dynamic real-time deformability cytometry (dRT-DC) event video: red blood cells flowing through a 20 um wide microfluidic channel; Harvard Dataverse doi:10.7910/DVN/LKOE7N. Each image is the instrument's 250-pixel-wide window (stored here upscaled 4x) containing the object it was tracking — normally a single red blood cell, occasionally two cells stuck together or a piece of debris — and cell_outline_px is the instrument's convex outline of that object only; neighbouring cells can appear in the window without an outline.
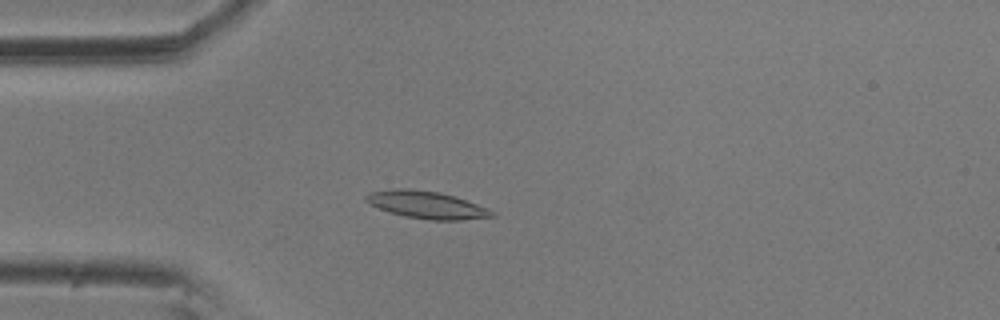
{"species": "common noctule bat (a hibernating species)", "species_latin": "Nyctalus noctula", "temperature_condition": "room temperature", "stored_images_in_passage": 5, "camera_frame_rate_fps": 3000, "um_per_image_px": 0.085, "animal": {"sex": "male", "body_mass_g": 20.5, "forearm_length_mm": 52.5}, "frame": {"image": 1, "passage_image": 5, "time_ms": 1.333, "image_size_px": [1000, 320], "cell_outline_px": [[496, 216], [460, 220], [428, 220], [404, 216], [388, 212], [364, 200], [364, 196], [368, 192], [396, 188], [408, 188], [436, 192], [452, 196], [488, 208], [496, 212]], "centroid_in_image_um": [36.24, 17.42], "position_along_channel_um": 48.8, "area_um2": 19.94}}